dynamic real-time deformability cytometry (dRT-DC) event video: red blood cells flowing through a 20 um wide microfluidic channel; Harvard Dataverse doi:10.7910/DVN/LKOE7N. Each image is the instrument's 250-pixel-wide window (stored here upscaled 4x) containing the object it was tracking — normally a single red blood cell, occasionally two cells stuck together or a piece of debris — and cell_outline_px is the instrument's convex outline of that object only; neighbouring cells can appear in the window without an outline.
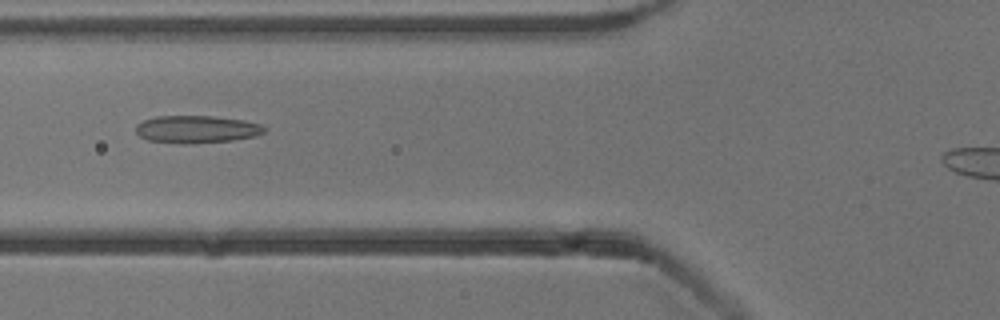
{"species": "common noctule bat (a hibernating species)", "species_latin": "Nyctalus noctula", "temperature_condition": "cold", "stored_images_in_passage": 42, "camera_frame_rate_fps": 3000, "um_per_image_px": 0.085, "animal": {"sex": "male", "body_mass_g": 13.3}, "frame": {"image": 1, "passage_image": 15, "time_ms": 4.667, "image_size_px": [1000, 320], "cell_outline_px": [[268, 128], [264, 132], [256, 136], [232, 140], [188, 144], [180, 144], [148, 140], [140, 136], [136, 132], [136, 124], [144, 120], [156, 116], [212, 116], [244, 120], [260, 124]], "centroid_in_image_um": [16.72, 10.99], "position_along_channel_um": 109.1, "area_um2": 20.69}}
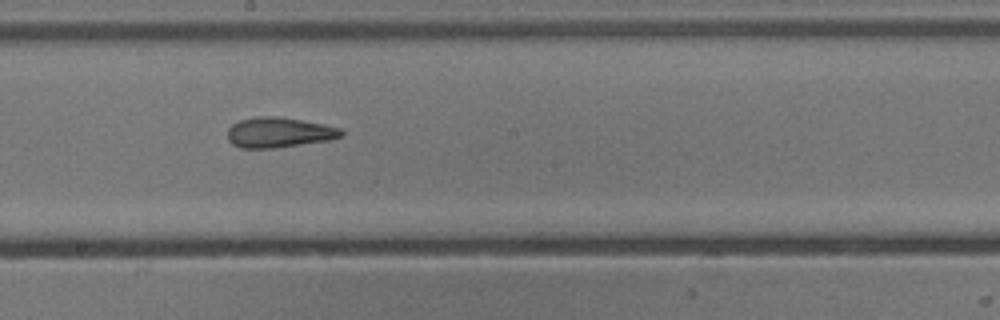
{"frame": {"image": 2, "passage_image": 24, "time_ms": 7.667, "image_size_px": [1000, 320], "cell_outline_px": [[344, 136], [328, 140], [272, 148], [240, 148], [232, 144], [228, 140], [228, 128], [232, 124], [240, 120], [256, 116], [272, 116], [300, 120], [324, 124], [340, 128], [344, 132]], "centroid_in_image_um": [23.69, 11.26], "position_along_channel_um": 224.5, "area_um2": 19.88}}
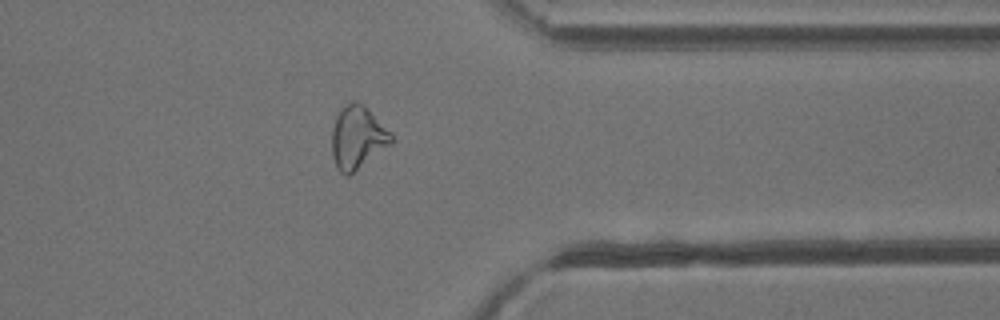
{"frame": {"image": 3, "passage_image": 37, "time_ms": 12.0, "image_size_px": [1000, 320], "cell_outline_px": [[392, 144], [348, 176], [340, 172], [332, 156], [332, 128], [336, 116], [340, 108], [352, 100], [356, 100], [364, 104], [392, 132]], "centroid_in_image_um": [30.4, 11.65], "position_along_channel_um": 381.0, "area_um2": 21.96}}